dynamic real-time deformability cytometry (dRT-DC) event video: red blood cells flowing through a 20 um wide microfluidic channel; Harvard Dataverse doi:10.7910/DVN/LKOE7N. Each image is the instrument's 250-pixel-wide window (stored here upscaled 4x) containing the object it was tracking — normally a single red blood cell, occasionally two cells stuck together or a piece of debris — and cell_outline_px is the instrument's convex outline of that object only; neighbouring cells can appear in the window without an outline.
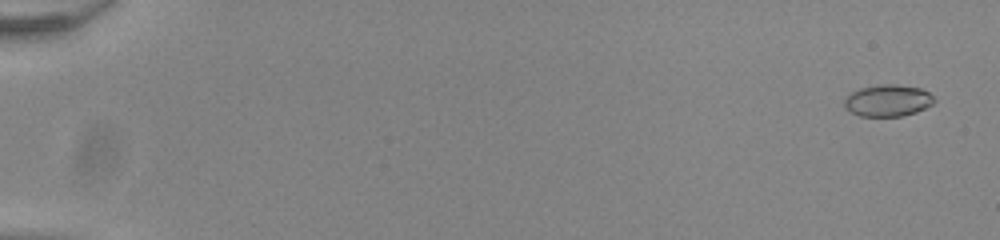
{"species": "common noctule bat (a hibernating species)", "species_latin": "Nyctalus noctula", "temperature_condition": "room temperature", "stored_images_in_passage": 55, "camera_frame_rate_fps": 3000, "um_per_image_px": 0.085, "animal": {"sex": "male", "body_mass_g": 20.0, "forearm_length_mm": 53.3}, "frame": {"image": 1, "passage_image": 3, "time_ms": 0.667, "image_size_px": [1000, 240], "cell_outline_px": [[936, 100], [932, 104], [916, 112], [900, 116], [860, 116], [844, 108], [844, 100], [852, 92], [860, 88], [884, 84], [896, 84], [920, 88], [928, 92]], "centroid_in_image_um": [75.46, 8.54], "position_along_channel_um": 9.5, "area_um2": 16.47}}
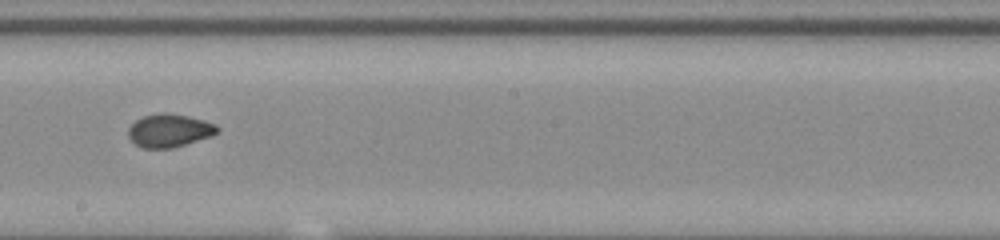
{"frame": {"image": 2, "passage_image": 34, "time_ms": 11.0, "image_size_px": [1000, 240], "cell_outline_px": [[220, 128], [212, 136], [172, 148], [144, 148], [136, 144], [128, 136], [128, 128], [136, 120], [144, 116], [160, 112], [168, 112], [188, 116], [204, 120], [216, 124]], "centroid_in_image_um": [14.4, 11.08], "position_along_channel_um": 233.8, "area_um2": 17.17}}
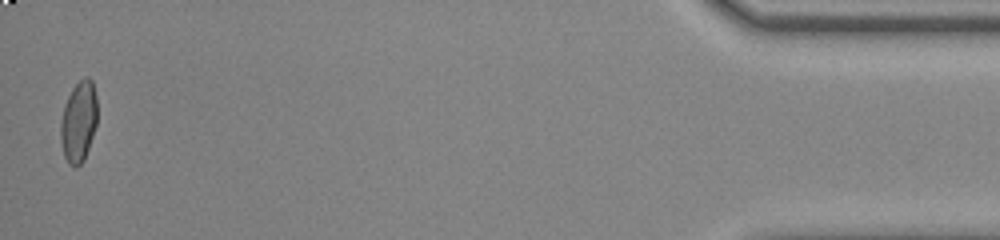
{"frame": {"image": 3, "passage_image": 55, "time_ms": 18.0, "image_size_px": [1000, 240], "cell_outline_px": [[96, 124], [84, 160], [76, 168], [68, 164], [64, 156], [60, 140], [60, 124], [64, 104], [72, 88], [84, 76], [88, 76], [92, 80], [96, 96]], "centroid_in_image_um": [6.66, 10.34], "position_along_channel_um": 428.5, "area_um2": 17.34}, "authors_computed_cell_mechanics": {"area_um2": 17.051, "velocity_mm_per_s": 3.9077, "shape_relaxation_time_tau1_ms": 7.7097, "shape_relaxation_time_tau2_ms": 1.1373, "deformation_change_tau1": 0.1951, "deformation_change_tau2": 0.0404}}